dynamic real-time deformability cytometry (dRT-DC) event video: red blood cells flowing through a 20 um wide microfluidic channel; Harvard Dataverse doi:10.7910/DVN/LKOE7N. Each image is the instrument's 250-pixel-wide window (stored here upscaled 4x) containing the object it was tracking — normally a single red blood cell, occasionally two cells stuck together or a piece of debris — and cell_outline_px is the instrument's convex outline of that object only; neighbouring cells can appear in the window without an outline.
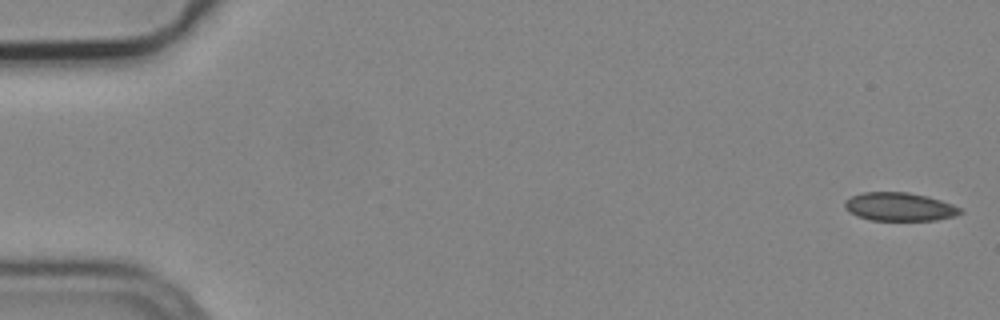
{"species": "common noctule bat (a hibernating species)", "species_latin": "Nyctalus noctula", "temperature_condition": "cold", "stored_images_in_passage": 4, "camera_frame_rate_fps": 3000, "um_per_image_px": 0.085, "animal": {"sex": "male", "body_mass_g": 19.2, "forearm_length_mm": 51.8}, "frame": {"image": 1, "passage_image": 1, "time_ms": 0.0, "image_size_px": [1000, 320], "cell_outline_px": [[964, 212], [956, 216], [936, 220], [872, 220], [856, 216], [848, 212], [844, 208], [844, 200], [852, 196], [864, 192], [908, 192], [928, 196], [964, 208]], "centroid_in_image_um": [76.47, 17.57], "position_along_channel_um": 8.5, "area_um2": 19.36}}